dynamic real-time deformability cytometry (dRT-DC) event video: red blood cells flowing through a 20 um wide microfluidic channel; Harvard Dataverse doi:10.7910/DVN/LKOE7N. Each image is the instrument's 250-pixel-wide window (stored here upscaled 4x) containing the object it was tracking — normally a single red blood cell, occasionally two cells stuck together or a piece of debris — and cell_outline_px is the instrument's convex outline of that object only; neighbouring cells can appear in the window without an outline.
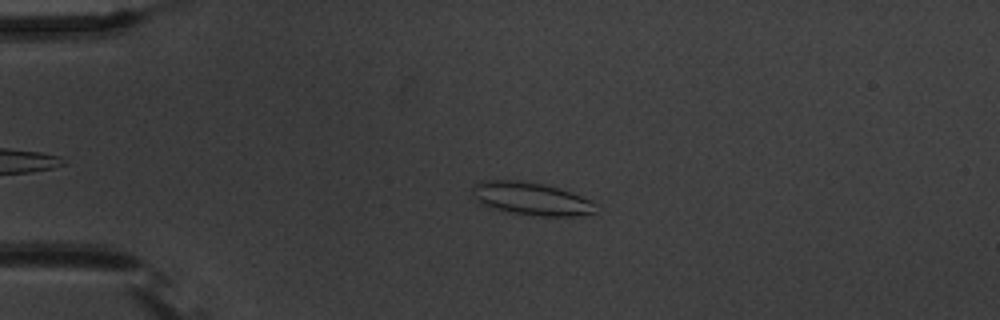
{"species": "common noctule bat (a hibernating species)", "species_latin": "Nyctalus noctula", "temperature_condition": "warm", "stored_images_in_passage": 49, "segment_of_instrument_passage": [1, 2], "camera_frame_rate_fps": 3000, "um_per_image_px": 0.085, "animal": {"sex": "male", "body_mass_g": 20.1, "forearm_length_mm": 53.5}, "frame": {"image": 1, "passage_image": 13, "time_ms": 4.0, "image_size_px": [1000, 320], "cell_outline_px": [[596, 212], [576, 216], [540, 216], [512, 212], [496, 208], [484, 204], [472, 192], [472, 188], [480, 180], [516, 180], [544, 184], [560, 188], [572, 192], [596, 204]], "centroid_in_image_um": [45.2, 16.88], "position_along_channel_um": 39.8, "area_um2": 23.12}}
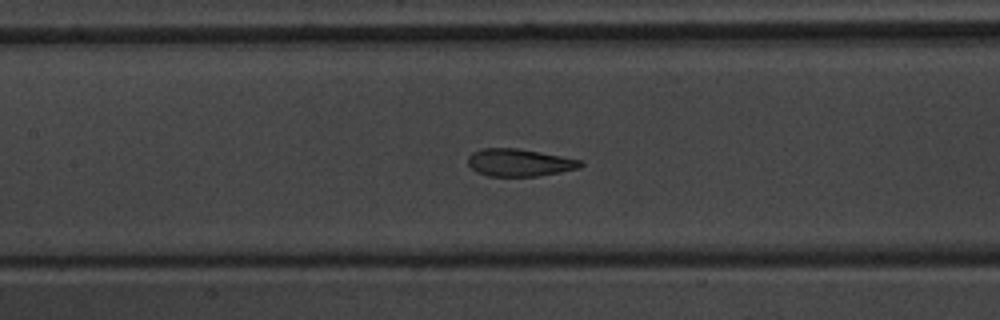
{"frame": {"image": 2, "passage_image": 26, "time_ms": 8.333, "image_size_px": [1000, 320], "cell_outline_px": [[584, 164], [580, 168], [560, 172], [536, 176], [488, 176], [472, 168], [468, 164], [468, 156], [472, 152], [484, 148], [516, 148], [540, 152], [584, 160]], "centroid_in_image_um": [44.19, 13.81], "position_along_channel_um": 163.2, "area_um2": 17.98}}
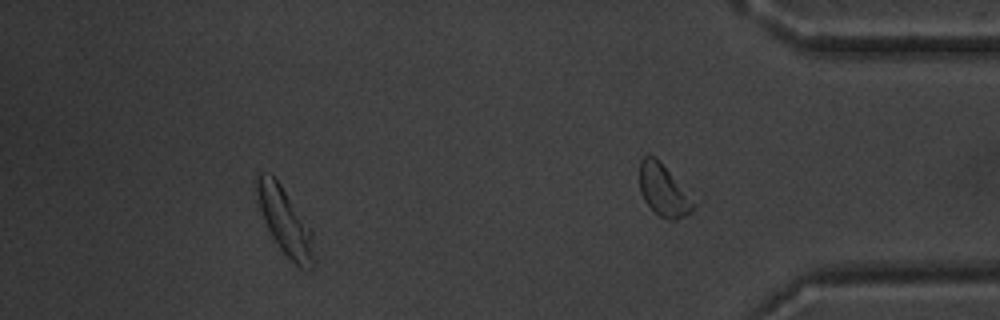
{"frame": {"image": 3, "passage_image": 44, "time_ms": 14.333, "image_size_px": [1000, 320], "cell_outline_px": [[312, 268], [300, 268], [280, 248], [272, 236], [264, 220], [260, 208], [256, 188], [256, 172], [260, 172], [272, 176], [280, 184], [312, 228]], "centroid_in_image_um": [24.21, 18.77], "position_along_channel_um": 411.0, "area_um2": 21.5}}